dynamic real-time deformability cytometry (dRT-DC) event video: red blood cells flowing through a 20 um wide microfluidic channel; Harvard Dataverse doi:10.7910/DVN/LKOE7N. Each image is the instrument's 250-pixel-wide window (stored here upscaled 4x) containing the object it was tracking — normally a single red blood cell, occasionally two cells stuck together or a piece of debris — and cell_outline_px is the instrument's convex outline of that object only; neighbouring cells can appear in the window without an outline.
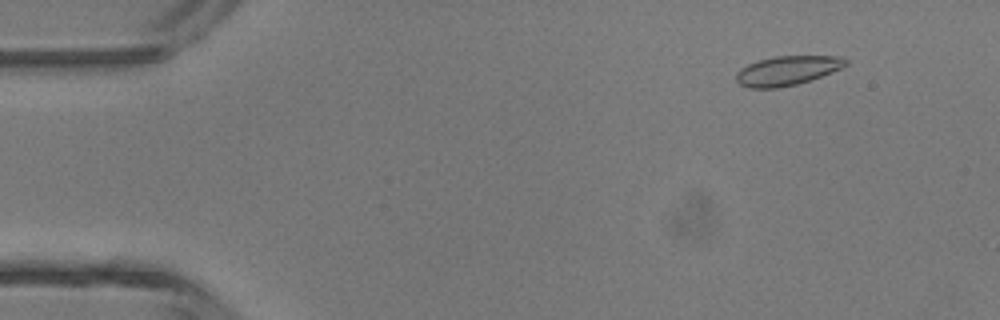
{"species": "common noctule bat (a hibernating species)", "species_latin": "Nyctalus noctula", "temperature_condition": "room temperature", "stored_images_in_passage": 41, "camera_frame_rate_fps": 3000, "um_per_image_px": 0.085, "animal": {"sex": "male", "body_mass_g": 13.3}, "frame": {"image": 1, "passage_image": 5, "time_ms": 1.333, "image_size_px": [1000, 320], "cell_outline_px": [[848, 64], [832, 72], [796, 84], [776, 88], [748, 88], [740, 84], [736, 80], [736, 72], [740, 68], [748, 64], [760, 60], [776, 56], [840, 56], [848, 60]], "centroid_in_image_um": [66.89, 6.0], "position_along_channel_um": 18.1, "area_um2": 18.55}}
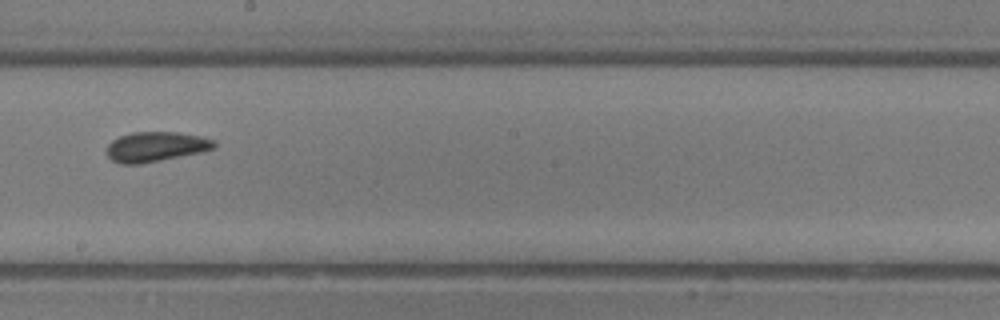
{"frame": {"image": 2, "passage_image": 26, "time_ms": 8.333, "image_size_px": [1000, 320], "cell_outline_px": [[216, 148], [200, 152], [140, 164], [120, 164], [112, 160], [104, 152], [108, 144], [112, 140], [120, 136], [132, 132], [176, 132], [200, 136], [216, 140]], "centroid_in_image_um": [13.22, 12.47], "position_along_channel_um": 235.0, "area_um2": 18.79}}
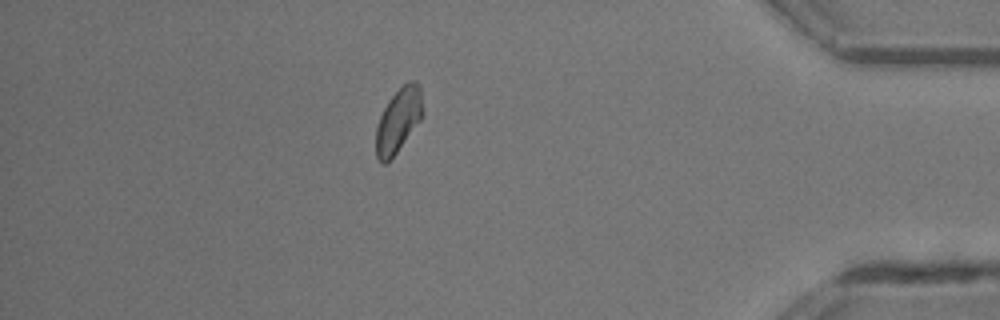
{"frame": {"image": 3, "passage_image": 40, "time_ms": 13.0, "image_size_px": [1000, 320], "cell_outline_px": [[424, 112], [420, 120], [396, 152], [384, 164], [380, 164], [376, 156], [376, 128], [380, 116], [388, 100], [408, 80], [416, 80], [420, 84]], "centroid_in_image_um": [33.88, 10.18], "position_along_channel_um": 401.3, "area_um2": 17.4}}